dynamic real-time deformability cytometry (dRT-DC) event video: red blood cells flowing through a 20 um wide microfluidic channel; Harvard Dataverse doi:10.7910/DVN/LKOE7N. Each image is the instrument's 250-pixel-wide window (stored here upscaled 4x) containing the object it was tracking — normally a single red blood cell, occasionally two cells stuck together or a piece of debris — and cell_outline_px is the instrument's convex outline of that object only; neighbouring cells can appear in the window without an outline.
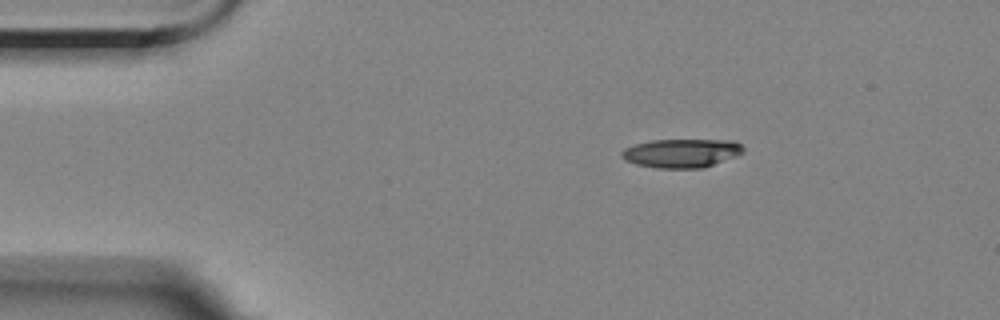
{"species": "Egyptian fruit bat (a non-hibernating species)", "species_latin": "Rousettus aegyptiacus", "temperature_condition": "room temperature", "stored_images_in_passage": 3, "camera_frame_rate_fps": 3000, "um_per_image_px": 0.085, "animal": {"sex": "female"}, "frame": {"image": 1, "passage_image": 1, "time_ms": 0.0, "image_size_px": [1000, 320], "cell_outline_px": [[744, 152], [736, 156], [700, 168], [656, 168], [636, 164], [620, 156], [620, 152], [624, 148], [636, 144], [652, 140], [732, 140], [740, 144], [744, 148]], "centroid_in_image_um": [57.92, 13.01], "position_along_channel_um": 27.1, "area_um2": 20.17}}